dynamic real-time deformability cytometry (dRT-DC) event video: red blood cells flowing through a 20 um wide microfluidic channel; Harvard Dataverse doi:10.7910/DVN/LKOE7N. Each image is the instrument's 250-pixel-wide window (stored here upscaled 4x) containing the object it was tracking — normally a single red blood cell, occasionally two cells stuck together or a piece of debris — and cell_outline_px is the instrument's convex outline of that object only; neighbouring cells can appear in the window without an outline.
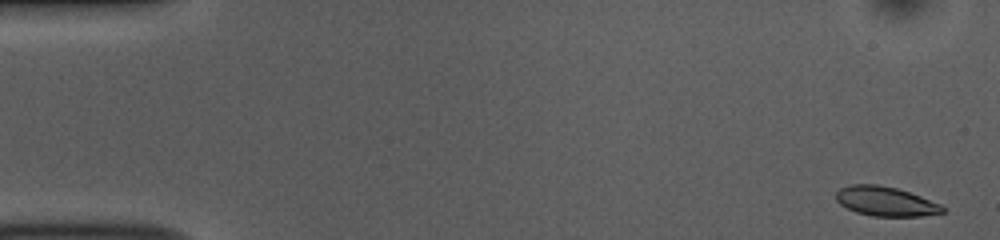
{"species": "common noctule bat (a hibernating species)", "species_latin": "Nyctalus noctula", "temperature_condition": "room temperature", "stored_images_in_passage": 51, "camera_frame_rate_fps": 3000, "um_per_image_px": 0.085, "animal": {"sex": "female", "body_mass_g": 10.0, "forearm_length_mm": 53.1}, "frame": {"image": 1, "passage_image": 1, "time_ms": 0.0, "image_size_px": [1000, 240], "cell_outline_px": [[944, 212], [920, 216], [872, 216], [856, 212], [840, 204], [836, 200], [836, 192], [840, 188], [852, 184], [876, 184], [896, 188], [920, 196], [940, 204], [944, 208]], "centroid_in_image_um": [75.25, 17.11], "position_along_channel_um": 9.8, "area_um2": 18.09}}
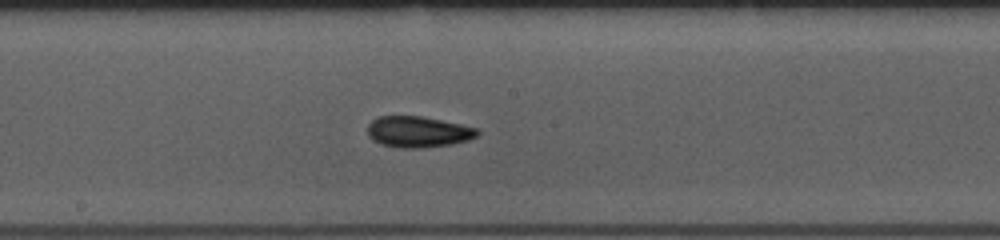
{"frame": {"image": 2, "passage_image": 27, "time_ms": 8.667, "image_size_px": [1000, 240], "cell_outline_px": [[480, 132], [476, 136], [468, 140], [452, 144], [420, 148], [400, 148], [380, 144], [372, 140], [368, 136], [368, 124], [376, 116], [420, 116], [480, 128]], "centroid_in_image_um": [35.52, 11.21], "position_along_channel_um": 212.7, "area_um2": 20.0}}
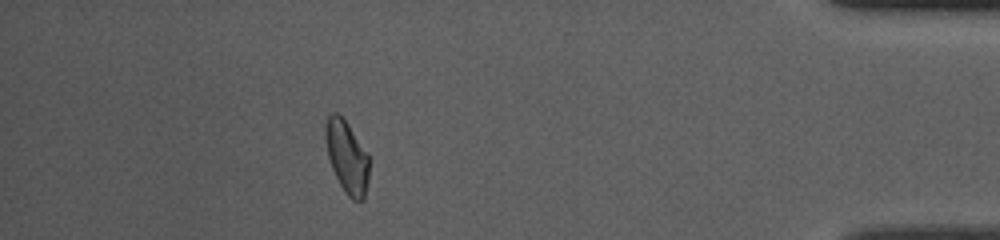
{"frame": {"image": 3, "passage_image": 46, "time_ms": 15.0, "image_size_px": [1000, 240], "cell_outline_px": [[368, 180], [364, 200], [352, 200], [344, 192], [332, 168], [328, 156], [324, 140], [324, 124], [328, 116], [332, 112], [336, 112], [348, 124], [368, 152]], "centroid_in_image_um": [29.47, 13.32], "position_along_channel_um": 405.7, "area_um2": 18.55}, "authors_computed_cell_mechanics": {"area_um2": 18.9584, "velocity_mm_per_s": 3.8061, "shape_relaxation_time_tau1_ms": 5.3462, "shape_relaxation_time_tau2_ms": 4.5495, "deformation_change_tau1": 0.1204, "deformation_change_tau2": 0.0825}}